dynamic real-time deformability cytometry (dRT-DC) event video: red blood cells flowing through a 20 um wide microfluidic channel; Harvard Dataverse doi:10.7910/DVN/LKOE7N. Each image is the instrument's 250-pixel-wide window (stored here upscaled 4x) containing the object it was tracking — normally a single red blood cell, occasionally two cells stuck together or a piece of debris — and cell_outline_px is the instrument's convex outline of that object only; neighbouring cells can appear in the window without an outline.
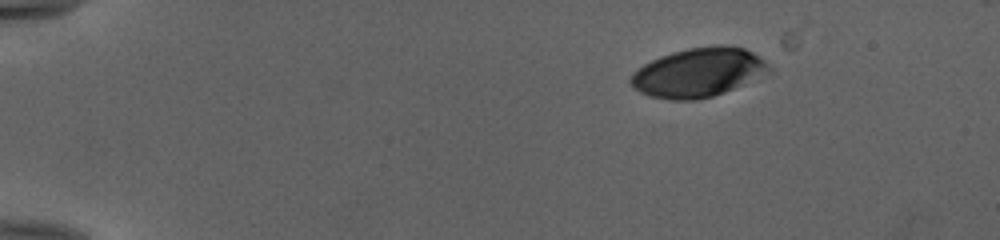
{"species": "human", "species_latin": "Homo sapiens", "temperature_condition": "cold", "stored_images_in_passage": 47, "camera_frame_rate_fps": 3000, "um_per_image_px": 0.085, "donor": {"sex": "female"}, "frame": {"image": 1, "passage_image": 1, "time_ms": 0.0, "image_size_px": [1000, 240], "cell_outline_px": [[772, 68], [768, 72], [724, 92], [712, 96], [696, 100], [668, 100], [652, 96], [640, 92], [628, 80], [632, 72], [644, 64], [660, 56], [672, 52], [688, 48], [716, 44], [724, 44], [744, 48], [752, 52], [764, 60]], "centroid_in_image_um": [59.33, 6.14], "position_along_channel_um": 25.7, "area_um2": 39.3}}
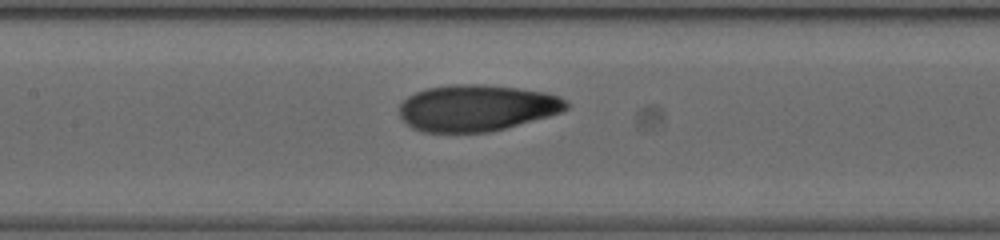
{"frame": {"image": 2, "passage_image": 21, "time_ms": 6.667, "image_size_px": [1000, 240], "cell_outline_px": [[568, 108], [560, 112], [548, 116], [504, 128], [488, 132], [424, 132], [412, 128], [400, 116], [400, 104], [408, 96], [416, 92], [428, 88], [456, 84], [484, 84], [516, 88], [544, 92], [560, 96], [568, 104]], "centroid_in_image_um": [40.5, 9.17], "position_along_channel_um": 166.9, "area_um2": 44.8}}
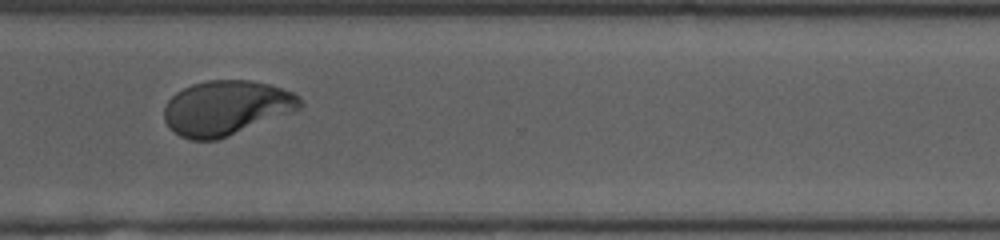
{"frame": {"image": 3, "passage_image": 35, "time_ms": 11.333, "image_size_px": [1000, 240], "cell_outline_px": [[304, 104], [300, 108], [292, 112], [228, 136], [216, 140], [192, 140], [180, 136], [164, 120], [164, 108], [168, 100], [176, 92], [192, 84], [208, 80], [248, 80], [268, 84], [292, 92], [300, 96]], "centroid_in_image_um": [19.24, 9.16], "position_along_channel_um": 351.4, "area_um2": 43.0}, "authors_computed_cell_mechanics": {"area_um2": 43.4656, "velocity_mm_per_s": 3.9631, "shape_relaxation_time_tau1_ms": 5.3682, "shape_relaxation_time_tau2_ms": 1.004, "deformation_change_tau1": 0.2174, "deformation_change_tau2": 0.0579}}